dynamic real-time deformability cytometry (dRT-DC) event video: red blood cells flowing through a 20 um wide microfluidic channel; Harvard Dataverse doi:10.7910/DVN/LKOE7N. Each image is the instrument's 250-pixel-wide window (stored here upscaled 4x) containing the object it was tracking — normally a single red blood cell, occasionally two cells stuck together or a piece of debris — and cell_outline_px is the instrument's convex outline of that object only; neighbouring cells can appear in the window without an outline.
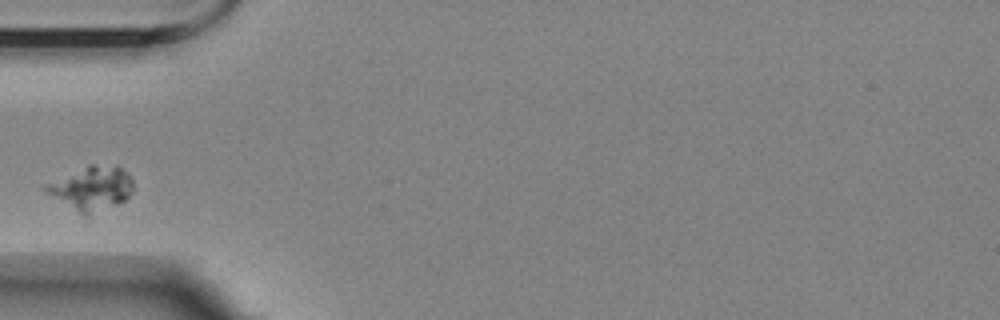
{"species": "Egyptian fruit bat (a non-hibernating species)", "species_latin": "Rousettus aegyptiacus", "temperature_condition": "room temperature", "stored_images_in_passage": 1, "camera_frame_rate_fps": 3000, "um_per_image_px": 0.085, "animal": {"sex": "female"}, "frame": {"image": 1, "passage_image": 1, "time_ms": 0.0, "image_size_px": [1000, 320], "cell_outline_px": [[136, 188], [124, 200], [116, 204], [88, 216], [84, 216], [44, 192], [44, 184], [88, 164], [116, 164], [128, 172]], "centroid_in_image_um": [7.8, 15.97], "position_along_channel_um": 77.2, "area_um2": 22.72}}